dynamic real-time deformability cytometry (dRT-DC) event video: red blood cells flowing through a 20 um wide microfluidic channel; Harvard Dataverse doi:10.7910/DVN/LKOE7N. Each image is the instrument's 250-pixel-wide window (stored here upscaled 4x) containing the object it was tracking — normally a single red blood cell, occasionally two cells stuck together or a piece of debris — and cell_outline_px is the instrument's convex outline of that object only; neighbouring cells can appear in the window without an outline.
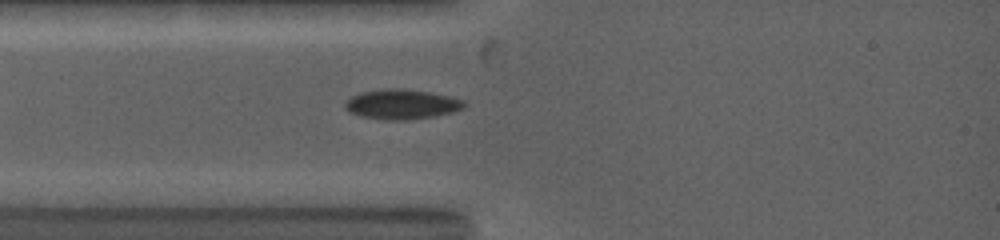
{"species": "common noctule bat (a hibernating species)", "species_latin": "Nyctalus noctula", "temperature_condition": "warm", "stored_images_in_passage": 3, "camera_frame_rate_fps": 5000, "um_per_image_px": 0.085, "animal": {"sex": "female", "body_mass_g": 19.0, "forearm_length_mm": 53.3}, "frame": {"image": 1, "passage_image": 1, "time_ms": 0.0, "image_size_px": [1000, 240], "cell_outline_px": [[468, 104], [464, 108], [452, 112], [432, 116], [404, 120], [392, 120], [360, 116], [348, 112], [344, 108], [344, 104], [352, 96], [360, 92], [384, 88], [396, 88], [428, 92], [448, 96], [464, 100]], "centroid_in_image_um": [34.13, 8.86], "position_along_channel_um": 50.9, "area_um2": 20.58}}